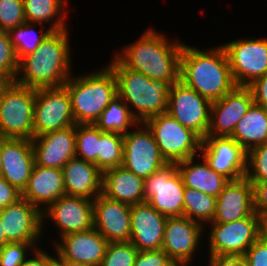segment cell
Instances as JSON below:
<instances>
[{
	"instance_id": "6da1fadb",
	"label": "cell",
	"mask_w": 267,
	"mask_h": 266,
	"mask_svg": "<svg viewBox=\"0 0 267 266\" xmlns=\"http://www.w3.org/2000/svg\"><path fill=\"white\" fill-rule=\"evenodd\" d=\"M167 34L146 29L133 43L122 46L115 57L128 69L170 86L180 80V57L184 42L170 40Z\"/></svg>"
},
{
	"instance_id": "7a4b0ae2",
	"label": "cell",
	"mask_w": 267,
	"mask_h": 266,
	"mask_svg": "<svg viewBox=\"0 0 267 266\" xmlns=\"http://www.w3.org/2000/svg\"><path fill=\"white\" fill-rule=\"evenodd\" d=\"M68 28L52 31L38 49L19 61L15 82L31 88L62 87L71 73V47Z\"/></svg>"
},
{
	"instance_id": "3957f363",
	"label": "cell",
	"mask_w": 267,
	"mask_h": 266,
	"mask_svg": "<svg viewBox=\"0 0 267 266\" xmlns=\"http://www.w3.org/2000/svg\"><path fill=\"white\" fill-rule=\"evenodd\" d=\"M180 81L211 102L221 99L236 87L221 44L204 51L184 43L180 57Z\"/></svg>"
},
{
	"instance_id": "277c9868",
	"label": "cell",
	"mask_w": 267,
	"mask_h": 266,
	"mask_svg": "<svg viewBox=\"0 0 267 266\" xmlns=\"http://www.w3.org/2000/svg\"><path fill=\"white\" fill-rule=\"evenodd\" d=\"M108 65L117 81V95L125 102L132 115L143 123L149 117L167 112L170 85L152 80L143 73L126 68L115 56Z\"/></svg>"
},
{
	"instance_id": "5b68a950",
	"label": "cell",
	"mask_w": 267,
	"mask_h": 266,
	"mask_svg": "<svg viewBox=\"0 0 267 266\" xmlns=\"http://www.w3.org/2000/svg\"><path fill=\"white\" fill-rule=\"evenodd\" d=\"M75 74L63 85L71 99L76 124H94L102 111L117 96V81L107 64L98 71Z\"/></svg>"
},
{
	"instance_id": "8992f818",
	"label": "cell",
	"mask_w": 267,
	"mask_h": 266,
	"mask_svg": "<svg viewBox=\"0 0 267 266\" xmlns=\"http://www.w3.org/2000/svg\"><path fill=\"white\" fill-rule=\"evenodd\" d=\"M36 89L11 82L0 97V134L32 140Z\"/></svg>"
},
{
	"instance_id": "52a82bcc",
	"label": "cell",
	"mask_w": 267,
	"mask_h": 266,
	"mask_svg": "<svg viewBox=\"0 0 267 266\" xmlns=\"http://www.w3.org/2000/svg\"><path fill=\"white\" fill-rule=\"evenodd\" d=\"M143 123L152 132L168 163H177L200 155L202 138L167 112L149 117Z\"/></svg>"
},
{
	"instance_id": "ba28073f",
	"label": "cell",
	"mask_w": 267,
	"mask_h": 266,
	"mask_svg": "<svg viewBox=\"0 0 267 266\" xmlns=\"http://www.w3.org/2000/svg\"><path fill=\"white\" fill-rule=\"evenodd\" d=\"M209 256L242 258L262 235V219L255 212L229 223H208Z\"/></svg>"
},
{
	"instance_id": "9c48e42d",
	"label": "cell",
	"mask_w": 267,
	"mask_h": 266,
	"mask_svg": "<svg viewBox=\"0 0 267 266\" xmlns=\"http://www.w3.org/2000/svg\"><path fill=\"white\" fill-rule=\"evenodd\" d=\"M185 186L176 163H168L144 180V199L166 217L184 216Z\"/></svg>"
},
{
	"instance_id": "30bf717a",
	"label": "cell",
	"mask_w": 267,
	"mask_h": 266,
	"mask_svg": "<svg viewBox=\"0 0 267 266\" xmlns=\"http://www.w3.org/2000/svg\"><path fill=\"white\" fill-rule=\"evenodd\" d=\"M167 164L152 132L144 123L139 122L123 135L122 166L125 169L145 180Z\"/></svg>"
},
{
	"instance_id": "8fae6325",
	"label": "cell",
	"mask_w": 267,
	"mask_h": 266,
	"mask_svg": "<svg viewBox=\"0 0 267 266\" xmlns=\"http://www.w3.org/2000/svg\"><path fill=\"white\" fill-rule=\"evenodd\" d=\"M236 86H248L267 73V37L236 39L221 44Z\"/></svg>"
},
{
	"instance_id": "7c38bea8",
	"label": "cell",
	"mask_w": 267,
	"mask_h": 266,
	"mask_svg": "<svg viewBox=\"0 0 267 266\" xmlns=\"http://www.w3.org/2000/svg\"><path fill=\"white\" fill-rule=\"evenodd\" d=\"M76 125L67 89L62 87L36 89L34 105V136Z\"/></svg>"
},
{
	"instance_id": "4fadbf2b",
	"label": "cell",
	"mask_w": 267,
	"mask_h": 266,
	"mask_svg": "<svg viewBox=\"0 0 267 266\" xmlns=\"http://www.w3.org/2000/svg\"><path fill=\"white\" fill-rule=\"evenodd\" d=\"M211 103L179 80L170 86L167 113L203 139L210 124Z\"/></svg>"
},
{
	"instance_id": "5bb4252c",
	"label": "cell",
	"mask_w": 267,
	"mask_h": 266,
	"mask_svg": "<svg viewBox=\"0 0 267 266\" xmlns=\"http://www.w3.org/2000/svg\"><path fill=\"white\" fill-rule=\"evenodd\" d=\"M45 219V220H44ZM46 219L52 220L60 238L70 233L87 231L94 227L93 200L63 195L42 212V233L45 234ZM46 221V222H45Z\"/></svg>"
},
{
	"instance_id": "9a60e30c",
	"label": "cell",
	"mask_w": 267,
	"mask_h": 266,
	"mask_svg": "<svg viewBox=\"0 0 267 266\" xmlns=\"http://www.w3.org/2000/svg\"><path fill=\"white\" fill-rule=\"evenodd\" d=\"M205 229L202 224L185 216L167 217L161 249L171 260L189 266L199 251Z\"/></svg>"
},
{
	"instance_id": "2e32d148",
	"label": "cell",
	"mask_w": 267,
	"mask_h": 266,
	"mask_svg": "<svg viewBox=\"0 0 267 266\" xmlns=\"http://www.w3.org/2000/svg\"><path fill=\"white\" fill-rule=\"evenodd\" d=\"M2 228L10 243H41L42 212L24 198L5 206L0 211ZM40 239H42L40 241Z\"/></svg>"
},
{
	"instance_id": "e0dca14e",
	"label": "cell",
	"mask_w": 267,
	"mask_h": 266,
	"mask_svg": "<svg viewBox=\"0 0 267 266\" xmlns=\"http://www.w3.org/2000/svg\"><path fill=\"white\" fill-rule=\"evenodd\" d=\"M200 155L229 180L245 177L247 152L232 137H205Z\"/></svg>"
},
{
	"instance_id": "ac0fdd59",
	"label": "cell",
	"mask_w": 267,
	"mask_h": 266,
	"mask_svg": "<svg viewBox=\"0 0 267 266\" xmlns=\"http://www.w3.org/2000/svg\"><path fill=\"white\" fill-rule=\"evenodd\" d=\"M252 103L251 91L245 86H236L221 99L213 101L206 137H230Z\"/></svg>"
},
{
	"instance_id": "d6986e66",
	"label": "cell",
	"mask_w": 267,
	"mask_h": 266,
	"mask_svg": "<svg viewBox=\"0 0 267 266\" xmlns=\"http://www.w3.org/2000/svg\"><path fill=\"white\" fill-rule=\"evenodd\" d=\"M56 242V243H55ZM53 242L54 259L100 266L109 242L93 227L70 233Z\"/></svg>"
},
{
	"instance_id": "ffe728a7",
	"label": "cell",
	"mask_w": 267,
	"mask_h": 266,
	"mask_svg": "<svg viewBox=\"0 0 267 266\" xmlns=\"http://www.w3.org/2000/svg\"><path fill=\"white\" fill-rule=\"evenodd\" d=\"M94 228L108 242H129L131 205L110 199L102 193L93 200Z\"/></svg>"
},
{
	"instance_id": "44dd1931",
	"label": "cell",
	"mask_w": 267,
	"mask_h": 266,
	"mask_svg": "<svg viewBox=\"0 0 267 266\" xmlns=\"http://www.w3.org/2000/svg\"><path fill=\"white\" fill-rule=\"evenodd\" d=\"M32 146L35 164L62 169L76 152L75 125L34 136Z\"/></svg>"
},
{
	"instance_id": "7402d4cb",
	"label": "cell",
	"mask_w": 267,
	"mask_h": 266,
	"mask_svg": "<svg viewBox=\"0 0 267 266\" xmlns=\"http://www.w3.org/2000/svg\"><path fill=\"white\" fill-rule=\"evenodd\" d=\"M167 217L148 202L131 205L130 242L138 251L160 250Z\"/></svg>"
},
{
	"instance_id": "603a6c76",
	"label": "cell",
	"mask_w": 267,
	"mask_h": 266,
	"mask_svg": "<svg viewBox=\"0 0 267 266\" xmlns=\"http://www.w3.org/2000/svg\"><path fill=\"white\" fill-rule=\"evenodd\" d=\"M216 199L215 218L210 223H229L255 212L253 185L246 177L229 180Z\"/></svg>"
},
{
	"instance_id": "cb8c5ba5",
	"label": "cell",
	"mask_w": 267,
	"mask_h": 266,
	"mask_svg": "<svg viewBox=\"0 0 267 266\" xmlns=\"http://www.w3.org/2000/svg\"><path fill=\"white\" fill-rule=\"evenodd\" d=\"M2 160L1 176L22 193L35 164L32 140L5 138L2 146Z\"/></svg>"
},
{
	"instance_id": "d4e9b609",
	"label": "cell",
	"mask_w": 267,
	"mask_h": 266,
	"mask_svg": "<svg viewBox=\"0 0 267 266\" xmlns=\"http://www.w3.org/2000/svg\"><path fill=\"white\" fill-rule=\"evenodd\" d=\"M63 195H65V189L62 169L34 164L21 197L43 212Z\"/></svg>"
},
{
	"instance_id": "484cf974",
	"label": "cell",
	"mask_w": 267,
	"mask_h": 266,
	"mask_svg": "<svg viewBox=\"0 0 267 266\" xmlns=\"http://www.w3.org/2000/svg\"><path fill=\"white\" fill-rule=\"evenodd\" d=\"M62 172L65 195L94 200L102 193V172L94 163L73 157Z\"/></svg>"
},
{
	"instance_id": "4316f807",
	"label": "cell",
	"mask_w": 267,
	"mask_h": 266,
	"mask_svg": "<svg viewBox=\"0 0 267 266\" xmlns=\"http://www.w3.org/2000/svg\"><path fill=\"white\" fill-rule=\"evenodd\" d=\"M176 164L185 187L196 189L216 198L229 182L224 175L215 172L202 155L179 161Z\"/></svg>"
},
{
	"instance_id": "83f0119b",
	"label": "cell",
	"mask_w": 267,
	"mask_h": 266,
	"mask_svg": "<svg viewBox=\"0 0 267 266\" xmlns=\"http://www.w3.org/2000/svg\"><path fill=\"white\" fill-rule=\"evenodd\" d=\"M102 194L128 205L142 203L144 180L123 166L115 167L102 173Z\"/></svg>"
},
{
	"instance_id": "f1b7e54d",
	"label": "cell",
	"mask_w": 267,
	"mask_h": 266,
	"mask_svg": "<svg viewBox=\"0 0 267 266\" xmlns=\"http://www.w3.org/2000/svg\"><path fill=\"white\" fill-rule=\"evenodd\" d=\"M232 137L246 152L267 142V108L254 102L235 126Z\"/></svg>"
},
{
	"instance_id": "f546056e",
	"label": "cell",
	"mask_w": 267,
	"mask_h": 266,
	"mask_svg": "<svg viewBox=\"0 0 267 266\" xmlns=\"http://www.w3.org/2000/svg\"><path fill=\"white\" fill-rule=\"evenodd\" d=\"M67 0H23L25 21L49 25L52 31L68 28ZM49 22V23H48ZM52 23V24H51Z\"/></svg>"
},
{
	"instance_id": "4dcf8cb0",
	"label": "cell",
	"mask_w": 267,
	"mask_h": 266,
	"mask_svg": "<svg viewBox=\"0 0 267 266\" xmlns=\"http://www.w3.org/2000/svg\"><path fill=\"white\" fill-rule=\"evenodd\" d=\"M138 123L128 105L117 95L94 124L103 132L124 135L130 131L129 127L133 129Z\"/></svg>"
},
{
	"instance_id": "1f68e13d",
	"label": "cell",
	"mask_w": 267,
	"mask_h": 266,
	"mask_svg": "<svg viewBox=\"0 0 267 266\" xmlns=\"http://www.w3.org/2000/svg\"><path fill=\"white\" fill-rule=\"evenodd\" d=\"M41 25V30L36 32L35 26ZM39 23L25 22L8 31L10 40L20 61L26 55L35 52L40 44L50 35L51 29Z\"/></svg>"
},
{
	"instance_id": "d6a6232c",
	"label": "cell",
	"mask_w": 267,
	"mask_h": 266,
	"mask_svg": "<svg viewBox=\"0 0 267 266\" xmlns=\"http://www.w3.org/2000/svg\"><path fill=\"white\" fill-rule=\"evenodd\" d=\"M216 197L185 187L184 216L204 227L215 218Z\"/></svg>"
},
{
	"instance_id": "836d02e7",
	"label": "cell",
	"mask_w": 267,
	"mask_h": 266,
	"mask_svg": "<svg viewBox=\"0 0 267 266\" xmlns=\"http://www.w3.org/2000/svg\"><path fill=\"white\" fill-rule=\"evenodd\" d=\"M123 135L100 130L98 169L103 173L106 170L122 166Z\"/></svg>"
},
{
	"instance_id": "e575fe53",
	"label": "cell",
	"mask_w": 267,
	"mask_h": 266,
	"mask_svg": "<svg viewBox=\"0 0 267 266\" xmlns=\"http://www.w3.org/2000/svg\"><path fill=\"white\" fill-rule=\"evenodd\" d=\"M75 157L94 163L98 167L100 129L95 124H76Z\"/></svg>"
},
{
	"instance_id": "d590c367",
	"label": "cell",
	"mask_w": 267,
	"mask_h": 266,
	"mask_svg": "<svg viewBox=\"0 0 267 266\" xmlns=\"http://www.w3.org/2000/svg\"><path fill=\"white\" fill-rule=\"evenodd\" d=\"M139 251L129 242H109L100 266H134Z\"/></svg>"
},
{
	"instance_id": "8d00e7d4",
	"label": "cell",
	"mask_w": 267,
	"mask_h": 266,
	"mask_svg": "<svg viewBox=\"0 0 267 266\" xmlns=\"http://www.w3.org/2000/svg\"><path fill=\"white\" fill-rule=\"evenodd\" d=\"M245 177L252 185L267 181V142L247 152Z\"/></svg>"
},
{
	"instance_id": "74e56055",
	"label": "cell",
	"mask_w": 267,
	"mask_h": 266,
	"mask_svg": "<svg viewBox=\"0 0 267 266\" xmlns=\"http://www.w3.org/2000/svg\"><path fill=\"white\" fill-rule=\"evenodd\" d=\"M25 22L23 0H0V31L8 32Z\"/></svg>"
},
{
	"instance_id": "f35d334b",
	"label": "cell",
	"mask_w": 267,
	"mask_h": 266,
	"mask_svg": "<svg viewBox=\"0 0 267 266\" xmlns=\"http://www.w3.org/2000/svg\"><path fill=\"white\" fill-rule=\"evenodd\" d=\"M19 70V60L10 40L8 32L0 31V71L12 82L16 80Z\"/></svg>"
},
{
	"instance_id": "ab89813d",
	"label": "cell",
	"mask_w": 267,
	"mask_h": 266,
	"mask_svg": "<svg viewBox=\"0 0 267 266\" xmlns=\"http://www.w3.org/2000/svg\"><path fill=\"white\" fill-rule=\"evenodd\" d=\"M39 246H41L40 243L16 242L6 244L0 248V266H22L28 257L27 255Z\"/></svg>"
},
{
	"instance_id": "60d3db41",
	"label": "cell",
	"mask_w": 267,
	"mask_h": 266,
	"mask_svg": "<svg viewBox=\"0 0 267 266\" xmlns=\"http://www.w3.org/2000/svg\"><path fill=\"white\" fill-rule=\"evenodd\" d=\"M244 266H267V238L262 234L242 257Z\"/></svg>"
},
{
	"instance_id": "b9f144b4",
	"label": "cell",
	"mask_w": 267,
	"mask_h": 266,
	"mask_svg": "<svg viewBox=\"0 0 267 266\" xmlns=\"http://www.w3.org/2000/svg\"><path fill=\"white\" fill-rule=\"evenodd\" d=\"M171 259L162 250L139 251L134 266H166Z\"/></svg>"
},
{
	"instance_id": "7bdbcfd3",
	"label": "cell",
	"mask_w": 267,
	"mask_h": 266,
	"mask_svg": "<svg viewBox=\"0 0 267 266\" xmlns=\"http://www.w3.org/2000/svg\"><path fill=\"white\" fill-rule=\"evenodd\" d=\"M254 211L263 220L267 218V181L253 185Z\"/></svg>"
},
{
	"instance_id": "ee69618b",
	"label": "cell",
	"mask_w": 267,
	"mask_h": 266,
	"mask_svg": "<svg viewBox=\"0 0 267 266\" xmlns=\"http://www.w3.org/2000/svg\"><path fill=\"white\" fill-rule=\"evenodd\" d=\"M252 94L253 102L267 108V73L246 86Z\"/></svg>"
},
{
	"instance_id": "f6af8a7d",
	"label": "cell",
	"mask_w": 267,
	"mask_h": 266,
	"mask_svg": "<svg viewBox=\"0 0 267 266\" xmlns=\"http://www.w3.org/2000/svg\"><path fill=\"white\" fill-rule=\"evenodd\" d=\"M21 198V192L0 176V211Z\"/></svg>"
},
{
	"instance_id": "bcb514c9",
	"label": "cell",
	"mask_w": 267,
	"mask_h": 266,
	"mask_svg": "<svg viewBox=\"0 0 267 266\" xmlns=\"http://www.w3.org/2000/svg\"><path fill=\"white\" fill-rule=\"evenodd\" d=\"M31 254L28 255L22 266H48L55 256L46 250L44 251L42 246L35 248Z\"/></svg>"
},
{
	"instance_id": "7dc6e473",
	"label": "cell",
	"mask_w": 267,
	"mask_h": 266,
	"mask_svg": "<svg viewBox=\"0 0 267 266\" xmlns=\"http://www.w3.org/2000/svg\"><path fill=\"white\" fill-rule=\"evenodd\" d=\"M207 266H244L242 258L214 257L207 256Z\"/></svg>"
},
{
	"instance_id": "c3c4849f",
	"label": "cell",
	"mask_w": 267,
	"mask_h": 266,
	"mask_svg": "<svg viewBox=\"0 0 267 266\" xmlns=\"http://www.w3.org/2000/svg\"><path fill=\"white\" fill-rule=\"evenodd\" d=\"M61 266H93L88 264H83L79 262L66 261V260H56Z\"/></svg>"
},
{
	"instance_id": "681fc988",
	"label": "cell",
	"mask_w": 267,
	"mask_h": 266,
	"mask_svg": "<svg viewBox=\"0 0 267 266\" xmlns=\"http://www.w3.org/2000/svg\"><path fill=\"white\" fill-rule=\"evenodd\" d=\"M8 243H10V242L5 237V234H4L3 228H2V221L0 218V248L4 247Z\"/></svg>"
},
{
	"instance_id": "f907efd6",
	"label": "cell",
	"mask_w": 267,
	"mask_h": 266,
	"mask_svg": "<svg viewBox=\"0 0 267 266\" xmlns=\"http://www.w3.org/2000/svg\"><path fill=\"white\" fill-rule=\"evenodd\" d=\"M5 137H3L1 134H0V176H1V173H2V167H3V160H2V146H3V141H4Z\"/></svg>"
},
{
	"instance_id": "816d5d0a",
	"label": "cell",
	"mask_w": 267,
	"mask_h": 266,
	"mask_svg": "<svg viewBox=\"0 0 267 266\" xmlns=\"http://www.w3.org/2000/svg\"><path fill=\"white\" fill-rule=\"evenodd\" d=\"M12 81H0V97L4 89L11 83Z\"/></svg>"
},
{
	"instance_id": "f5cc1de1",
	"label": "cell",
	"mask_w": 267,
	"mask_h": 266,
	"mask_svg": "<svg viewBox=\"0 0 267 266\" xmlns=\"http://www.w3.org/2000/svg\"><path fill=\"white\" fill-rule=\"evenodd\" d=\"M262 234L267 238V218L262 220Z\"/></svg>"
},
{
	"instance_id": "db71d44e",
	"label": "cell",
	"mask_w": 267,
	"mask_h": 266,
	"mask_svg": "<svg viewBox=\"0 0 267 266\" xmlns=\"http://www.w3.org/2000/svg\"><path fill=\"white\" fill-rule=\"evenodd\" d=\"M166 266H185L184 264L171 260Z\"/></svg>"
},
{
	"instance_id": "11a10c76",
	"label": "cell",
	"mask_w": 267,
	"mask_h": 266,
	"mask_svg": "<svg viewBox=\"0 0 267 266\" xmlns=\"http://www.w3.org/2000/svg\"><path fill=\"white\" fill-rule=\"evenodd\" d=\"M0 81H11L2 71H0Z\"/></svg>"
},
{
	"instance_id": "9f6ffc18",
	"label": "cell",
	"mask_w": 267,
	"mask_h": 266,
	"mask_svg": "<svg viewBox=\"0 0 267 266\" xmlns=\"http://www.w3.org/2000/svg\"><path fill=\"white\" fill-rule=\"evenodd\" d=\"M48 266H61L55 259H53Z\"/></svg>"
}]
</instances>
